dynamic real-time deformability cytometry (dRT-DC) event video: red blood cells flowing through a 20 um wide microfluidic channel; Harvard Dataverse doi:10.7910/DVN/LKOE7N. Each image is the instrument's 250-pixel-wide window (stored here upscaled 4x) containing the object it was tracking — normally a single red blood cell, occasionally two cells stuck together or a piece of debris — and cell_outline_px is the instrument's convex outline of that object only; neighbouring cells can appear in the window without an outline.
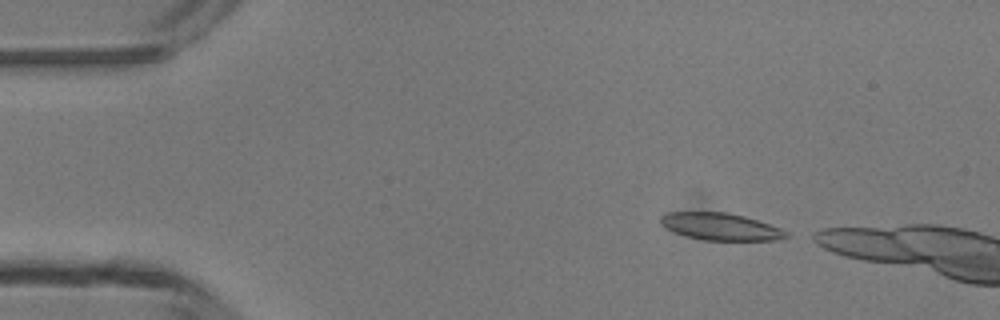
{"species": "common noctule bat (a hibernating species)", "species_latin": "Nyctalus noctula", "temperature_condition": "room temperature", "stored_images_in_passage": 2, "camera_frame_rate_fps": 3000, "um_per_image_px": 0.085, "animal": {"sex": "male", "body_mass_g": 13.3}, "frame": {"image": 1, "passage_image": 1, "time_ms": 0.0, "image_size_px": [1000, 320], "cell_outline_px": [[792, 236], [776, 240], [704, 240], [688, 236], [676, 232], [668, 228], [660, 220], [660, 216], [668, 212], [724, 212], [744, 216], [780, 228], [788, 232]], "centroid_in_image_um": [61.3, 19.26], "position_along_channel_um": 23.7, "area_um2": 19.54}}